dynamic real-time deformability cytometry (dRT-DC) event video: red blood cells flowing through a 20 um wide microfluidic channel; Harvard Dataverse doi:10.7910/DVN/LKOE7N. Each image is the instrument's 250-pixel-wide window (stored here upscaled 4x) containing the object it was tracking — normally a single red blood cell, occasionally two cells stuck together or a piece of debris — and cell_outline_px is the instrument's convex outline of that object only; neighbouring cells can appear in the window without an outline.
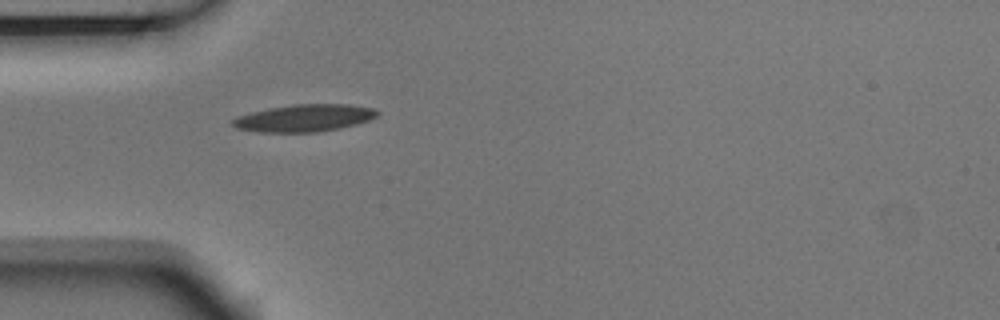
{"species": "Egyptian fruit bat (a non-hibernating species)", "species_latin": "Rousettus aegyptiacus", "temperature_condition": "room temperature", "stored_images_in_passage": 1, "camera_frame_rate_fps": 3000, "um_per_image_px": 0.085, "animal": {"sex": "male"}, "frame": {"image": 1, "passage_image": 1, "time_ms": 0.0, "image_size_px": [1000, 320], "cell_outline_px": [[380, 112], [376, 116], [368, 120], [356, 124], [340, 128], [316, 132], [256, 132], [236, 128], [232, 124], [232, 120], [236, 116], [268, 108], [292, 104], [348, 104], [372, 108]], "centroid_in_image_um": [25.83, 10.03], "position_along_channel_um": 59.2, "area_um2": 22.95}}